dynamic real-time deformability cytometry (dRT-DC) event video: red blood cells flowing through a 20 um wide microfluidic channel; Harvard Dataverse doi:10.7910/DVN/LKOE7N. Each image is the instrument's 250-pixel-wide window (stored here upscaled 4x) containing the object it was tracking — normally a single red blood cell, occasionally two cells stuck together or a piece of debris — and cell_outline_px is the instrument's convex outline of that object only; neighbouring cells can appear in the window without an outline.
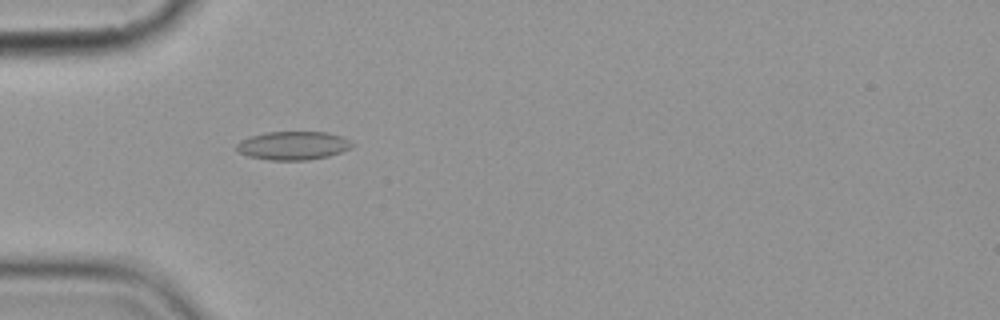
{"species": "common noctule bat (a hibernating species)", "species_latin": "Nyctalus noctula", "temperature_condition": "cold", "stored_images_in_passage": 5, "camera_frame_rate_fps": 3000, "um_per_image_px": 0.085, "animal": {"sex": "female", "body_mass_g": 19.9}, "frame": {"image": 1, "passage_image": 4, "time_ms": 3.333, "image_size_px": [1000, 320], "cell_outline_px": [[352, 148], [328, 156], [308, 160], [268, 160], [248, 156], [236, 152], [236, 144], [240, 140], [264, 132], [328, 132], [344, 136], [352, 144]], "centroid_in_image_um": [24.89, 12.37], "position_along_channel_um": 60.1, "area_um2": 19.31}}
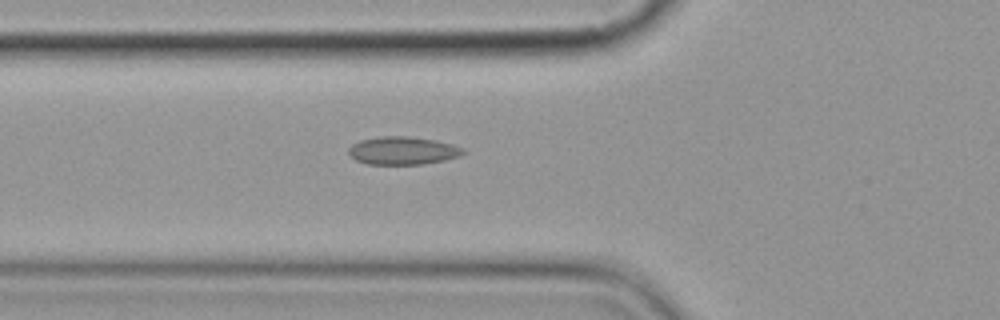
{"frame": {"image": 2, "passage_image": 5, "time_ms": 4.333, "image_size_px": [1000, 320], "cell_outline_px": [[464, 152], [460, 156], [444, 160], [424, 164], [368, 164], [356, 160], [348, 152], [348, 148], [352, 144], [360, 140], [380, 136], [408, 136], [436, 140], [452, 144], [464, 148]], "centroid_in_image_um": [34.24, 12.8], "position_along_channel_um": 91.6, "area_um2": 18.67}}